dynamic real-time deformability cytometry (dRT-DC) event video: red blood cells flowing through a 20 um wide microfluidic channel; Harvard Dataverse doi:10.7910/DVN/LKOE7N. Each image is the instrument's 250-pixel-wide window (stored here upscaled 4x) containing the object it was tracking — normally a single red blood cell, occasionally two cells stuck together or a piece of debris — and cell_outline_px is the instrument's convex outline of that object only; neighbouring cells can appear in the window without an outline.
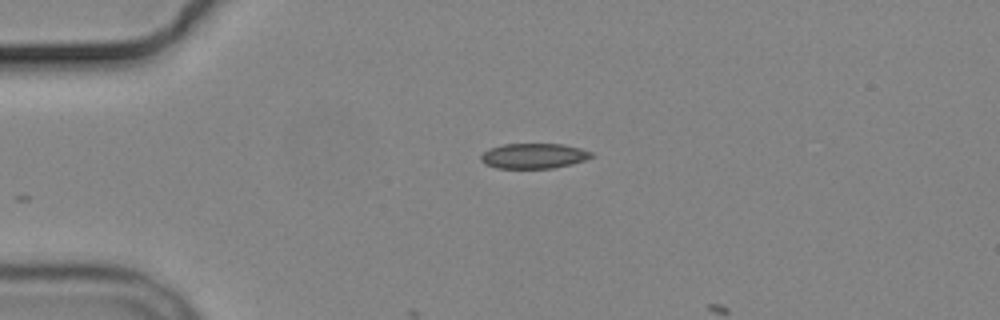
{"species": "common noctule bat (a hibernating species)", "species_latin": "Nyctalus noctula", "temperature_condition": "cold", "stored_images_in_passage": 2, "camera_frame_rate_fps": 3000, "um_per_image_px": 0.085, "animal": {"sex": "male", "body_mass_g": 19.2, "forearm_length_mm": 51.8}, "frame": {"image": 1, "passage_image": 2, "time_ms": 1.0, "image_size_px": [1000, 320], "cell_outline_px": [[592, 156], [584, 160], [572, 164], [552, 168], [496, 168], [484, 164], [480, 160], [480, 156], [488, 148], [504, 144], [564, 144], [580, 148], [592, 152]], "centroid_in_image_um": [45.33, 13.25], "position_along_channel_um": 39.7, "area_um2": 16.24}}